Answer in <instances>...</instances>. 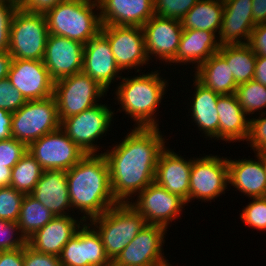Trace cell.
Returning <instances> with one entry per match:
<instances>
[{"label":"cell","mask_w":266,"mask_h":266,"mask_svg":"<svg viewBox=\"0 0 266 266\" xmlns=\"http://www.w3.org/2000/svg\"><path fill=\"white\" fill-rule=\"evenodd\" d=\"M255 154L261 158V160L264 164L265 170H266V151L261 152V153H255Z\"/></svg>","instance_id":"obj_52"},{"label":"cell","mask_w":266,"mask_h":266,"mask_svg":"<svg viewBox=\"0 0 266 266\" xmlns=\"http://www.w3.org/2000/svg\"><path fill=\"white\" fill-rule=\"evenodd\" d=\"M24 196L11 186L0 188V219L17 222Z\"/></svg>","instance_id":"obj_35"},{"label":"cell","mask_w":266,"mask_h":266,"mask_svg":"<svg viewBox=\"0 0 266 266\" xmlns=\"http://www.w3.org/2000/svg\"><path fill=\"white\" fill-rule=\"evenodd\" d=\"M84 44L63 36L49 34L43 63L55 82L83 69Z\"/></svg>","instance_id":"obj_17"},{"label":"cell","mask_w":266,"mask_h":266,"mask_svg":"<svg viewBox=\"0 0 266 266\" xmlns=\"http://www.w3.org/2000/svg\"><path fill=\"white\" fill-rule=\"evenodd\" d=\"M142 29L148 59L151 60L154 55L159 61L162 59L161 61L170 63L176 56L184 30L181 21L154 15Z\"/></svg>","instance_id":"obj_18"},{"label":"cell","mask_w":266,"mask_h":266,"mask_svg":"<svg viewBox=\"0 0 266 266\" xmlns=\"http://www.w3.org/2000/svg\"><path fill=\"white\" fill-rule=\"evenodd\" d=\"M220 49L218 35L206 30L184 29L175 58L170 63L196 64V69Z\"/></svg>","instance_id":"obj_26"},{"label":"cell","mask_w":266,"mask_h":266,"mask_svg":"<svg viewBox=\"0 0 266 266\" xmlns=\"http://www.w3.org/2000/svg\"><path fill=\"white\" fill-rule=\"evenodd\" d=\"M161 72L152 71L133 78H121L117 86L116 98L131 119L136 122L135 127H158L155 112L159 109L165 88L168 85Z\"/></svg>","instance_id":"obj_3"},{"label":"cell","mask_w":266,"mask_h":266,"mask_svg":"<svg viewBox=\"0 0 266 266\" xmlns=\"http://www.w3.org/2000/svg\"><path fill=\"white\" fill-rule=\"evenodd\" d=\"M166 231L160 225L146 224L116 257L112 266H172L162 253Z\"/></svg>","instance_id":"obj_11"},{"label":"cell","mask_w":266,"mask_h":266,"mask_svg":"<svg viewBox=\"0 0 266 266\" xmlns=\"http://www.w3.org/2000/svg\"><path fill=\"white\" fill-rule=\"evenodd\" d=\"M0 266H24V248L0 251Z\"/></svg>","instance_id":"obj_46"},{"label":"cell","mask_w":266,"mask_h":266,"mask_svg":"<svg viewBox=\"0 0 266 266\" xmlns=\"http://www.w3.org/2000/svg\"><path fill=\"white\" fill-rule=\"evenodd\" d=\"M67 0H19V8L28 13L45 14L59 3Z\"/></svg>","instance_id":"obj_44"},{"label":"cell","mask_w":266,"mask_h":266,"mask_svg":"<svg viewBox=\"0 0 266 266\" xmlns=\"http://www.w3.org/2000/svg\"><path fill=\"white\" fill-rule=\"evenodd\" d=\"M198 0H154L155 15L181 21Z\"/></svg>","instance_id":"obj_36"},{"label":"cell","mask_w":266,"mask_h":266,"mask_svg":"<svg viewBox=\"0 0 266 266\" xmlns=\"http://www.w3.org/2000/svg\"><path fill=\"white\" fill-rule=\"evenodd\" d=\"M13 113L0 109V141L11 139V124Z\"/></svg>","instance_id":"obj_47"},{"label":"cell","mask_w":266,"mask_h":266,"mask_svg":"<svg viewBox=\"0 0 266 266\" xmlns=\"http://www.w3.org/2000/svg\"><path fill=\"white\" fill-rule=\"evenodd\" d=\"M97 0H67L47 11L46 17L49 34L63 36L88 43L101 30L100 14ZM95 13V14H94Z\"/></svg>","instance_id":"obj_4"},{"label":"cell","mask_w":266,"mask_h":266,"mask_svg":"<svg viewBox=\"0 0 266 266\" xmlns=\"http://www.w3.org/2000/svg\"><path fill=\"white\" fill-rule=\"evenodd\" d=\"M256 157L258 161L227 159L229 184L250 198L266 197V170L261 158Z\"/></svg>","instance_id":"obj_25"},{"label":"cell","mask_w":266,"mask_h":266,"mask_svg":"<svg viewBox=\"0 0 266 266\" xmlns=\"http://www.w3.org/2000/svg\"><path fill=\"white\" fill-rule=\"evenodd\" d=\"M193 82L195 93L192 108L189 109L192 111L191 118L205 136L219 140V114L216 106L220 95L205 87L196 78Z\"/></svg>","instance_id":"obj_28"},{"label":"cell","mask_w":266,"mask_h":266,"mask_svg":"<svg viewBox=\"0 0 266 266\" xmlns=\"http://www.w3.org/2000/svg\"><path fill=\"white\" fill-rule=\"evenodd\" d=\"M24 266H62L59 257L38 252L28 244L24 247Z\"/></svg>","instance_id":"obj_43"},{"label":"cell","mask_w":266,"mask_h":266,"mask_svg":"<svg viewBox=\"0 0 266 266\" xmlns=\"http://www.w3.org/2000/svg\"><path fill=\"white\" fill-rule=\"evenodd\" d=\"M106 91L83 71L55 81L53 96L57 103L59 120L77 115L99 104L97 102L107 93Z\"/></svg>","instance_id":"obj_8"},{"label":"cell","mask_w":266,"mask_h":266,"mask_svg":"<svg viewBox=\"0 0 266 266\" xmlns=\"http://www.w3.org/2000/svg\"><path fill=\"white\" fill-rule=\"evenodd\" d=\"M27 100L24 96L10 83L9 78L0 80V109L14 113L21 108Z\"/></svg>","instance_id":"obj_41"},{"label":"cell","mask_w":266,"mask_h":266,"mask_svg":"<svg viewBox=\"0 0 266 266\" xmlns=\"http://www.w3.org/2000/svg\"><path fill=\"white\" fill-rule=\"evenodd\" d=\"M66 176L72 210L84 213L85 222L118 204L111 189L109 166L102 153L86 154L66 171Z\"/></svg>","instance_id":"obj_2"},{"label":"cell","mask_w":266,"mask_h":266,"mask_svg":"<svg viewBox=\"0 0 266 266\" xmlns=\"http://www.w3.org/2000/svg\"><path fill=\"white\" fill-rule=\"evenodd\" d=\"M186 160L183 156L165 148L158 158L154 182L189 203L192 158Z\"/></svg>","instance_id":"obj_22"},{"label":"cell","mask_w":266,"mask_h":266,"mask_svg":"<svg viewBox=\"0 0 266 266\" xmlns=\"http://www.w3.org/2000/svg\"><path fill=\"white\" fill-rule=\"evenodd\" d=\"M114 111L105 104H97L77 115L60 120V128L85 153H97V139L106 135ZM96 140V141H95Z\"/></svg>","instance_id":"obj_9"},{"label":"cell","mask_w":266,"mask_h":266,"mask_svg":"<svg viewBox=\"0 0 266 266\" xmlns=\"http://www.w3.org/2000/svg\"><path fill=\"white\" fill-rule=\"evenodd\" d=\"M48 36L44 14L18 8L11 22L9 53L13 59L43 61Z\"/></svg>","instance_id":"obj_6"},{"label":"cell","mask_w":266,"mask_h":266,"mask_svg":"<svg viewBox=\"0 0 266 266\" xmlns=\"http://www.w3.org/2000/svg\"><path fill=\"white\" fill-rule=\"evenodd\" d=\"M243 208L240 218L243 223L257 230H266V197L252 198Z\"/></svg>","instance_id":"obj_37"},{"label":"cell","mask_w":266,"mask_h":266,"mask_svg":"<svg viewBox=\"0 0 266 266\" xmlns=\"http://www.w3.org/2000/svg\"><path fill=\"white\" fill-rule=\"evenodd\" d=\"M252 8V0H228L224 2L218 36L220 46L248 44L251 32L256 26L252 16Z\"/></svg>","instance_id":"obj_19"},{"label":"cell","mask_w":266,"mask_h":266,"mask_svg":"<svg viewBox=\"0 0 266 266\" xmlns=\"http://www.w3.org/2000/svg\"><path fill=\"white\" fill-rule=\"evenodd\" d=\"M55 216L30 194H25L21 203L18 226L21 234L28 239L44 227Z\"/></svg>","instance_id":"obj_32"},{"label":"cell","mask_w":266,"mask_h":266,"mask_svg":"<svg viewBox=\"0 0 266 266\" xmlns=\"http://www.w3.org/2000/svg\"><path fill=\"white\" fill-rule=\"evenodd\" d=\"M11 174L12 168L0 166V188L10 185Z\"/></svg>","instance_id":"obj_51"},{"label":"cell","mask_w":266,"mask_h":266,"mask_svg":"<svg viewBox=\"0 0 266 266\" xmlns=\"http://www.w3.org/2000/svg\"><path fill=\"white\" fill-rule=\"evenodd\" d=\"M13 61L9 52H0V80L7 78Z\"/></svg>","instance_id":"obj_50"},{"label":"cell","mask_w":266,"mask_h":266,"mask_svg":"<svg viewBox=\"0 0 266 266\" xmlns=\"http://www.w3.org/2000/svg\"><path fill=\"white\" fill-rule=\"evenodd\" d=\"M228 184L227 158L222 159L211 154L202 158H193L189 180V202L195 198L211 202L220 194H224Z\"/></svg>","instance_id":"obj_12"},{"label":"cell","mask_w":266,"mask_h":266,"mask_svg":"<svg viewBox=\"0 0 266 266\" xmlns=\"http://www.w3.org/2000/svg\"><path fill=\"white\" fill-rule=\"evenodd\" d=\"M30 195L49 209L54 216L70 214L65 211L71 210L72 207L64 170H44Z\"/></svg>","instance_id":"obj_24"},{"label":"cell","mask_w":266,"mask_h":266,"mask_svg":"<svg viewBox=\"0 0 266 266\" xmlns=\"http://www.w3.org/2000/svg\"><path fill=\"white\" fill-rule=\"evenodd\" d=\"M248 45L257 56H266V23L253 28Z\"/></svg>","instance_id":"obj_45"},{"label":"cell","mask_w":266,"mask_h":266,"mask_svg":"<svg viewBox=\"0 0 266 266\" xmlns=\"http://www.w3.org/2000/svg\"><path fill=\"white\" fill-rule=\"evenodd\" d=\"M235 95L246 115L254 114L258 110H261V114L265 112L262 110L266 108V87L260 82L252 79L238 85Z\"/></svg>","instance_id":"obj_34"},{"label":"cell","mask_w":266,"mask_h":266,"mask_svg":"<svg viewBox=\"0 0 266 266\" xmlns=\"http://www.w3.org/2000/svg\"><path fill=\"white\" fill-rule=\"evenodd\" d=\"M102 25L142 27L155 15L154 0H97Z\"/></svg>","instance_id":"obj_21"},{"label":"cell","mask_w":266,"mask_h":266,"mask_svg":"<svg viewBox=\"0 0 266 266\" xmlns=\"http://www.w3.org/2000/svg\"><path fill=\"white\" fill-rule=\"evenodd\" d=\"M266 113H262L257 119H249V132L246 141L250 142L254 153L266 151Z\"/></svg>","instance_id":"obj_42"},{"label":"cell","mask_w":266,"mask_h":266,"mask_svg":"<svg viewBox=\"0 0 266 266\" xmlns=\"http://www.w3.org/2000/svg\"><path fill=\"white\" fill-rule=\"evenodd\" d=\"M82 71L108 91L114 79H121L108 39L99 32L84 45ZM118 75V76H117Z\"/></svg>","instance_id":"obj_20"},{"label":"cell","mask_w":266,"mask_h":266,"mask_svg":"<svg viewBox=\"0 0 266 266\" xmlns=\"http://www.w3.org/2000/svg\"><path fill=\"white\" fill-rule=\"evenodd\" d=\"M218 53L226 60L237 85L254 78L257 55L248 44L220 46Z\"/></svg>","instance_id":"obj_31"},{"label":"cell","mask_w":266,"mask_h":266,"mask_svg":"<svg viewBox=\"0 0 266 266\" xmlns=\"http://www.w3.org/2000/svg\"><path fill=\"white\" fill-rule=\"evenodd\" d=\"M252 16L254 23H266V0H252Z\"/></svg>","instance_id":"obj_48"},{"label":"cell","mask_w":266,"mask_h":266,"mask_svg":"<svg viewBox=\"0 0 266 266\" xmlns=\"http://www.w3.org/2000/svg\"><path fill=\"white\" fill-rule=\"evenodd\" d=\"M91 226V228H90ZM84 222L59 256L62 266H111L99 233Z\"/></svg>","instance_id":"obj_15"},{"label":"cell","mask_w":266,"mask_h":266,"mask_svg":"<svg viewBox=\"0 0 266 266\" xmlns=\"http://www.w3.org/2000/svg\"><path fill=\"white\" fill-rule=\"evenodd\" d=\"M216 108L219 114V140L246 141L250 118L246 117L235 93L220 95Z\"/></svg>","instance_id":"obj_27"},{"label":"cell","mask_w":266,"mask_h":266,"mask_svg":"<svg viewBox=\"0 0 266 266\" xmlns=\"http://www.w3.org/2000/svg\"><path fill=\"white\" fill-rule=\"evenodd\" d=\"M44 169L27 151L12 168L10 185L17 191L30 194L42 176Z\"/></svg>","instance_id":"obj_33"},{"label":"cell","mask_w":266,"mask_h":266,"mask_svg":"<svg viewBox=\"0 0 266 266\" xmlns=\"http://www.w3.org/2000/svg\"><path fill=\"white\" fill-rule=\"evenodd\" d=\"M195 70L194 77L219 95L233 94L238 87L226 60L218 52Z\"/></svg>","instance_id":"obj_29"},{"label":"cell","mask_w":266,"mask_h":266,"mask_svg":"<svg viewBox=\"0 0 266 266\" xmlns=\"http://www.w3.org/2000/svg\"><path fill=\"white\" fill-rule=\"evenodd\" d=\"M75 220L71 215L55 216L44 227L27 239L34 250L59 257L65 244L77 233L85 222L83 218ZM82 223V224H80Z\"/></svg>","instance_id":"obj_23"},{"label":"cell","mask_w":266,"mask_h":266,"mask_svg":"<svg viewBox=\"0 0 266 266\" xmlns=\"http://www.w3.org/2000/svg\"><path fill=\"white\" fill-rule=\"evenodd\" d=\"M18 8L17 0H0V52H9L11 22Z\"/></svg>","instance_id":"obj_39"},{"label":"cell","mask_w":266,"mask_h":266,"mask_svg":"<svg viewBox=\"0 0 266 266\" xmlns=\"http://www.w3.org/2000/svg\"><path fill=\"white\" fill-rule=\"evenodd\" d=\"M8 78L27 101L53 96L54 81L41 60L13 59Z\"/></svg>","instance_id":"obj_16"},{"label":"cell","mask_w":266,"mask_h":266,"mask_svg":"<svg viewBox=\"0 0 266 266\" xmlns=\"http://www.w3.org/2000/svg\"><path fill=\"white\" fill-rule=\"evenodd\" d=\"M131 204L144 218L147 224L168 228L170 222L180 216L187 204L179 195L170 193L155 182L148 185ZM175 218V219H174Z\"/></svg>","instance_id":"obj_14"},{"label":"cell","mask_w":266,"mask_h":266,"mask_svg":"<svg viewBox=\"0 0 266 266\" xmlns=\"http://www.w3.org/2000/svg\"><path fill=\"white\" fill-rule=\"evenodd\" d=\"M27 151V145L15 138L0 141V166L13 168Z\"/></svg>","instance_id":"obj_40"},{"label":"cell","mask_w":266,"mask_h":266,"mask_svg":"<svg viewBox=\"0 0 266 266\" xmlns=\"http://www.w3.org/2000/svg\"><path fill=\"white\" fill-rule=\"evenodd\" d=\"M224 2L221 0H198L182 18L183 29L206 30L219 34Z\"/></svg>","instance_id":"obj_30"},{"label":"cell","mask_w":266,"mask_h":266,"mask_svg":"<svg viewBox=\"0 0 266 266\" xmlns=\"http://www.w3.org/2000/svg\"><path fill=\"white\" fill-rule=\"evenodd\" d=\"M100 32L108 39L121 71L149 64L142 27L102 25Z\"/></svg>","instance_id":"obj_13"},{"label":"cell","mask_w":266,"mask_h":266,"mask_svg":"<svg viewBox=\"0 0 266 266\" xmlns=\"http://www.w3.org/2000/svg\"><path fill=\"white\" fill-rule=\"evenodd\" d=\"M26 244L27 239L21 234L17 222L0 219V251L24 248Z\"/></svg>","instance_id":"obj_38"},{"label":"cell","mask_w":266,"mask_h":266,"mask_svg":"<svg viewBox=\"0 0 266 266\" xmlns=\"http://www.w3.org/2000/svg\"><path fill=\"white\" fill-rule=\"evenodd\" d=\"M159 129L135 127L121 143L102 152L109 166L112 193L118 203H130L132 195H138L154 182L159 155L167 148Z\"/></svg>","instance_id":"obj_1"},{"label":"cell","mask_w":266,"mask_h":266,"mask_svg":"<svg viewBox=\"0 0 266 266\" xmlns=\"http://www.w3.org/2000/svg\"><path fill=\"white\" fill-rule=\"evenodd\" d=\"M44 170L71 169L86 154L59 127L27 146Z\"/></svg>","instance_id":"obj_10"},{"label":"cell","mask_w":266,"mask_h":266,"mask_svg":"<svg viewBox=\"0 0 266 266\" xmlns=\"http://www.w3.org/2000/svg\"><path fill=\"white\" fill-rule=\"evenodd\" d=\"M90 224L97 228L106 256L113 262L147 223L131 204L118 203L90 219Z\"/></svg>","instance_id":"obj_5"},{"label":"cell","mask_w":266,"mask_h":266,"mask_svg":"<svg viewBox=\"0 0 266 266\" xmlns=\"http://www.w3.org/2000/svg\"><path fill=\"white\" fill-rule=\"evenodd\" d=\"M253 79L266 87V56H257Z\"/></svg>","instance_id":"obj_49"},{"label":"cell","mask_w":266,"mask_h":266,"mask_svg":"<svg viewBox=\"0 0 266 266\" xmlns=\"http://www.w3.org/2000/svg\"><path fill=\"white\" fill-rule=\"evenodd\" d=\"M60 127L54 96L29 100L12 115L11 135L27 146Z\"/></svg>","instance_id":"obj_7"}]
</instances>
